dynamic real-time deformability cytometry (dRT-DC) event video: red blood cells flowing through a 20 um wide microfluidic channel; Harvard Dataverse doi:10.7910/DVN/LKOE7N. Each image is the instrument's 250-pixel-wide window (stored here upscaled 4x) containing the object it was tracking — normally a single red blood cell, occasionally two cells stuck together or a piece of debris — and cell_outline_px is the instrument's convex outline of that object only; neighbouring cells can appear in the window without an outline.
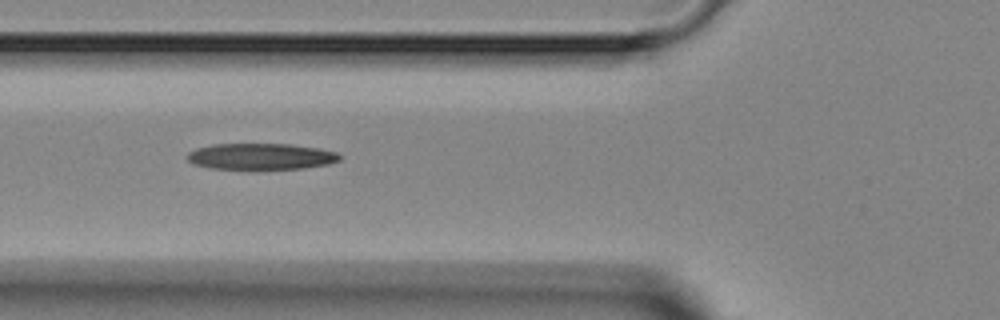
{"species": "Egyptian fruit bat (a non-hibernating species)", "species_latin": "Rousettus aegyptiacus", "temperature_condition": "room temperature", "stored_images_in_passage": 7, "camera_frame_rate_fps": 3000, "um_per_image_px": 0.085, "animal": {"sex": "female"}, "frame": {"image": 1, "passage_image": 4, "time_ms": 3.667, "image_size_px": [1000, 320], "cell_outline_px": [[340, 160], [328, 164], [300, 168], [212, 168], [192, 164], [188, 160], [188, 152], [196, 148], [212, 144], [288, 144], [320, 148], [336, 152], [340, 156]], "centroid_in_image_um": [22.16, 13.28], "position_along_channel_um": 103.6, "area_um2": 22.95}}
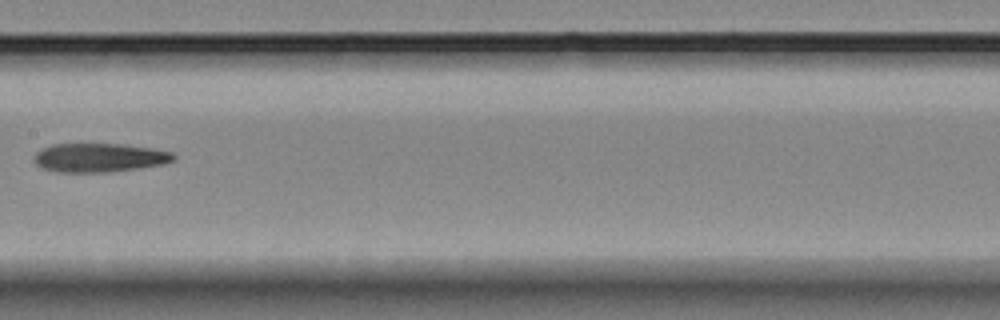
{"frame": {"image": 2, "passage_image": 6, "time_ms": 6.0, "image_size_px": [1000, 320], "cell_outline_px": [[176, 160], [164, 164], [140, 168], [108, 172], [56, 172], [40, 168], [36, 164], [36, 152], [52, 144], [120, 144], [152, 148], [172, 152], [176, 156]], "centroid_in_image_um": [8.48, 13.41], "position_along_channel_um": 198.9, "area_um2": 23.47}}
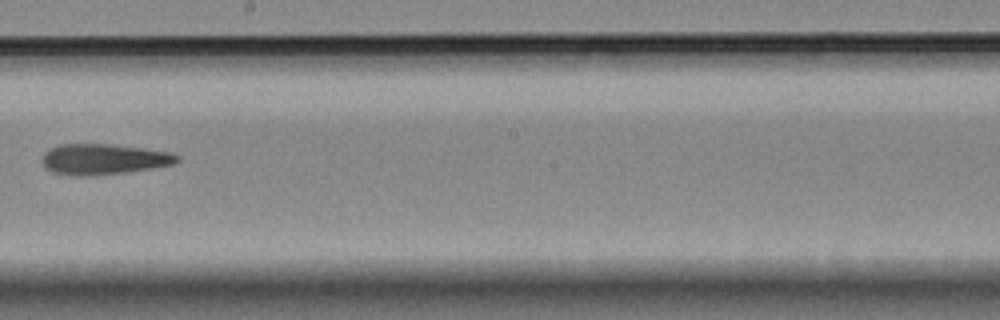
{"frame": {"image": 3, "passage_image": 7, "time_ms": 7.0, "image_size_px": [1000, 320], "cell_outline_px": [[180, 160], [172, 164], [152, 168], [120, 172], [84, 176], [80, 176], [52, 172], [44, 168], [40, 160], [44, 152], [48, 148], [60, 144], [108, 144], [144, 148], [172, 152], [180, 156]], "centroid_in_image_um": [8.76, 13.51], "position_along_channel_um": 239.4, "area_um2": 24.1}}